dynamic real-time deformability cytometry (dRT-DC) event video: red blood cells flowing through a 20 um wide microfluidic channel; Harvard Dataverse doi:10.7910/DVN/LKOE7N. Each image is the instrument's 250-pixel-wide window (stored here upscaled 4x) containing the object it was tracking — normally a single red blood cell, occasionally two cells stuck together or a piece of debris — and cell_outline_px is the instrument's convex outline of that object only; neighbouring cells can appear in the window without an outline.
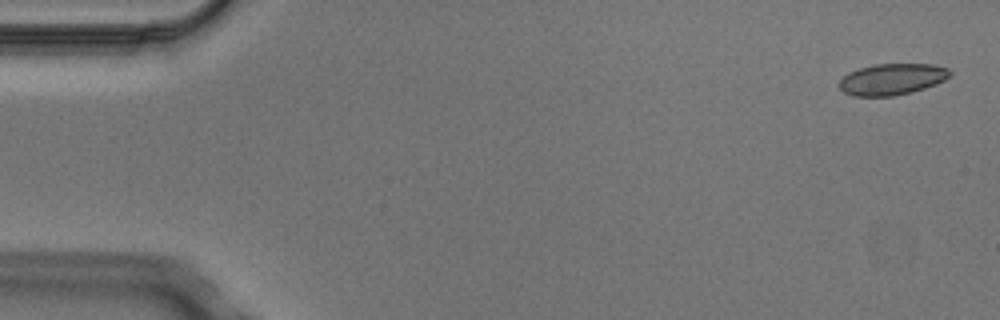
{"species": "Egyptian fruit bat (a non-hibernating species)", "species_latin": "Rousettus aegyptiacus", "temperature_condition": "cold", "stored_images_in_passage": 7, "camera_frame_rate_fps": 3000, "um_per_image_px": 0.085, "animal": {"sex": "male"}, "frame": {"image": 1, "passage_image": 1, "time_ms": 0.0, "image_size_px": [1000, 320], "cell_outline_px": [[952, 72], [944, 80], [936, 84], [912, 92], [892, 96], [852, 96], [844, 92], [836, 84], [848, 72], [872, 64], [932, 64], [948, 68]], "centroid_in_image_um": [75.79, 6.73], "position_along_channel_um": 9.2, "area_um2": 20.29}}
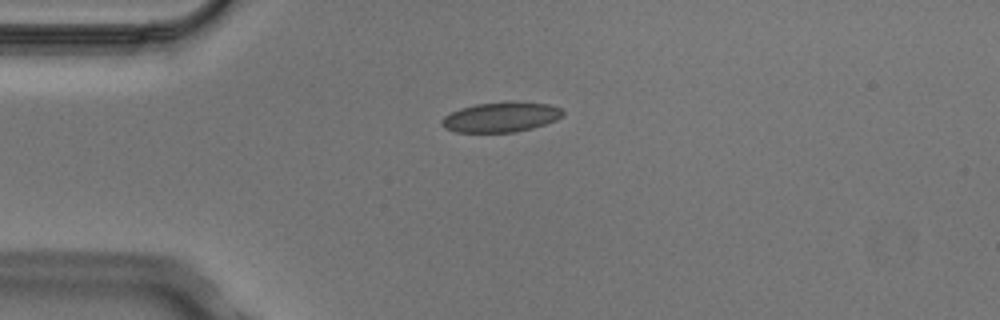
{"frame": {"image": 2, "passage_image": 4, "time_ms": 1.0, "image_size_px": [1000, 320], "cell_outline_px": [[564, 116], [556, 120], [532, 128], [516, 132], [456, 132], [444, 128], [440, 124], [440, 120], [444, 116], [460, 108], [476, 104], [516, 100], [548, 104], [560, 108], [564, 112]], "centroid_in_image_um": [42.58, 9.94], "position_along_channel_um": 42.4, "area_um2": 21.44}}
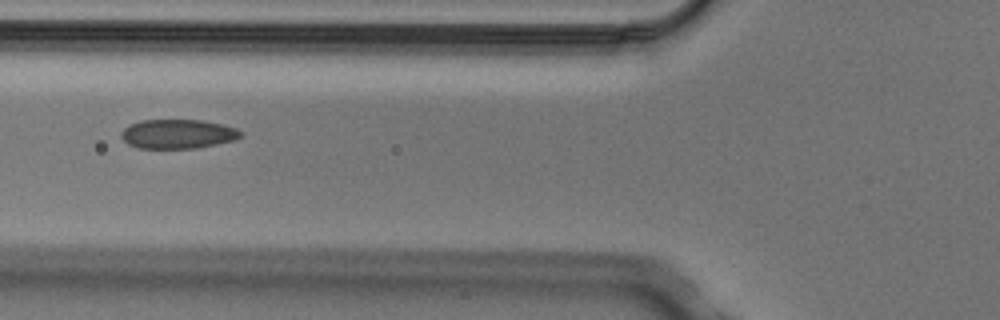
{"frame": {"image": 3, "passage_image": 6, "time_ms": 1.667, "image_size_px": [1000, 320], "cell_outline_px": [[244, 136], [236, 140], [196, 148], [140, 148], [128, 144], [120, 136], [120, 132], [128, 124], [140, 120], [200, 120], [224, 124], [236, 128], [244, 132]], "centroid_in_image_um": [15.14, 11.38], "position_along_channel_um": 110.7, "area_um2": 20.63}}